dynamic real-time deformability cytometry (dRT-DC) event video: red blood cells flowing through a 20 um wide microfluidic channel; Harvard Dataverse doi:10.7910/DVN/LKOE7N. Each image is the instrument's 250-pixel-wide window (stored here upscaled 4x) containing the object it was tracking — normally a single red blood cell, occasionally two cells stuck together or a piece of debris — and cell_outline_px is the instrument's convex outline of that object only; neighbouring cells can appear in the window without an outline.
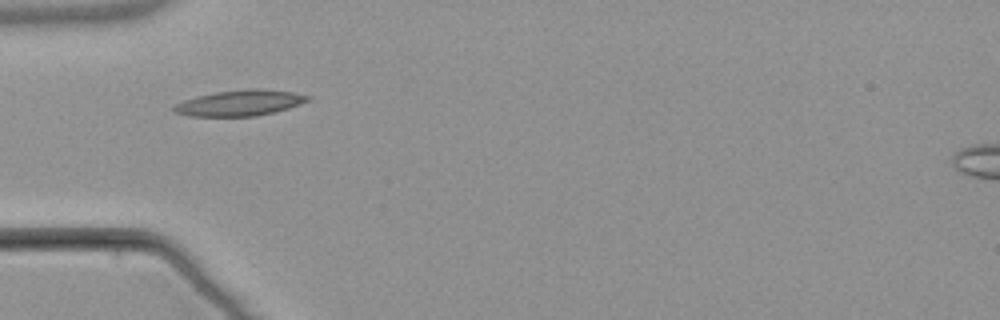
{"species": "common noctule bat (a hibernating species)", "species_latin": "Nyctalus noctula", "temperature_condition": "warm", "stored_images_in_passage": 2, "camera_frame_rate_fps": 3000, "um_per_image_px": 0.085, "animal": {"sex": "male", "body_mass_g": 21.5, "forearm_length_mm": 52.0}, "frame": {"image": 1, "passage_image": 1, "time_ms": 0.0, "image_size_px": [1000, 320], "cell_outline_px": [[312, 96], [308, 100], [300, 104], [276, 112], [256, 116], [188, 116], [176, 112], [172, 108], [176, 104], [184, 100], [196, 96], [216, 92], [248, 88], [260, 88], [292, 92]], "centroid_in_image_um": [20.41, 8.74], "position_along_channel_um": 64.6, "area_um2": 20.11}}
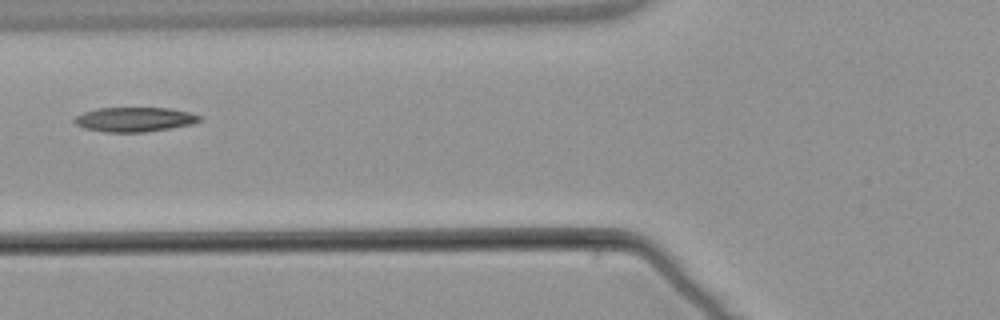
{"frame": {"image": 2, "passage_image": 2, "time_ms": 1.333, "image_size_px": [1000, 320], "cell_outline_px": [[200, 120], [192, 124], [144, 132], [104, 132], [84, 128], [76, 124], [72, 120], [76, 116], [84, 112], [96, 108], [172, 108], [188, 112], [200, 116]], "centroid_in_image_um": [11.39, 10.15], "position_along_channel_um": 114.4, "area_um2": 17.74}}